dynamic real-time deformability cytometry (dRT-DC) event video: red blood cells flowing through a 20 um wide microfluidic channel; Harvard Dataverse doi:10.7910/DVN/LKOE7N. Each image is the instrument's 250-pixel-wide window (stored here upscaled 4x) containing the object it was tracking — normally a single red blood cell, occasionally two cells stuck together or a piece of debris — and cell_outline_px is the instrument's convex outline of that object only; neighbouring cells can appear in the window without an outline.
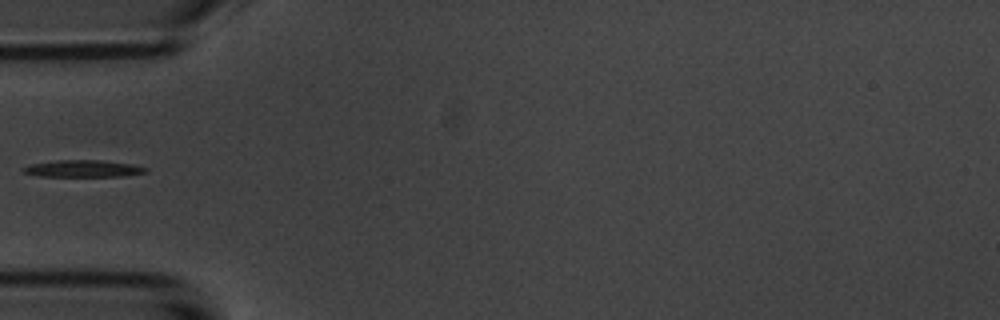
{"species": "common noctule bat (a hibernating species)", "species_latin": "Nyctalus noctula", "temperature_condition": "room temperature", "stored_images_in_passage": 6, "camera_frame_rate_fps": 3000, "um_per_image_px": 0.085, "animal": {"sex": "male", "body_mass_g": 20.1, "forearm_length_mm": 53.5}, "frame": {"image": 1, "passage_image": 6, "time_ms": 6.0, "image_size_px": [1000, 320], "cell_outline_px": [[148, 172], [124, 176], [40, 176], [24, 172], [20, 168], [32, 164], [56, 160], [104, 160], [132, 164], [148, 168]], "centroid_in_image_um": [7.1, 14.32], "position_along_channel_um": 77.9, "area_um2": 12.08}}